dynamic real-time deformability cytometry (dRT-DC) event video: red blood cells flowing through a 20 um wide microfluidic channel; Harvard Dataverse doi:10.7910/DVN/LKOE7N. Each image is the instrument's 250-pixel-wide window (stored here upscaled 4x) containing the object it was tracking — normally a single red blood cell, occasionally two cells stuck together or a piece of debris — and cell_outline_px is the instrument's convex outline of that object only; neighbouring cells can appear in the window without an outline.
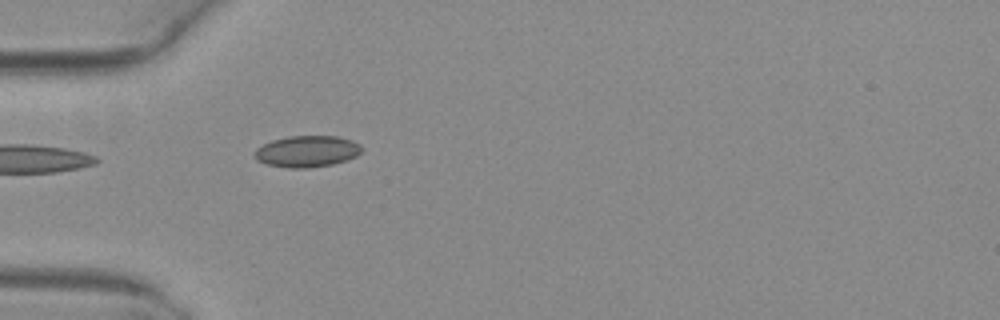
{"species": "common noctule bat (a hibernating species)", "species_latin": "Nyctalus noctula", "temperature_condition": "warm", "stored_images_in_passage": 5, "camera_frame_rate_fps": 3000, "um_per_image_px": 0.085, "animal": {"sex": "female", "body_mass_g": 29.2, "forearm_length_mm": 56.3}, "frame": {"image": 1, "passage_image": 5, "time_ms": 1.333, "image_size_px": [1000, 320], "cell_outline_px": [[364, 148], [356, 156], [332, 164], [308, 168], [288, 168], [268, 164], [256, 160], [252, 152], [256, 148], [272, 140], [288, 136], [340, 136], [352, 140], [360, 144]], "centroid_in_image_um": [26.08, 12.86], "position_along_channel_um": 58.9, "area_um2": 19.71}}